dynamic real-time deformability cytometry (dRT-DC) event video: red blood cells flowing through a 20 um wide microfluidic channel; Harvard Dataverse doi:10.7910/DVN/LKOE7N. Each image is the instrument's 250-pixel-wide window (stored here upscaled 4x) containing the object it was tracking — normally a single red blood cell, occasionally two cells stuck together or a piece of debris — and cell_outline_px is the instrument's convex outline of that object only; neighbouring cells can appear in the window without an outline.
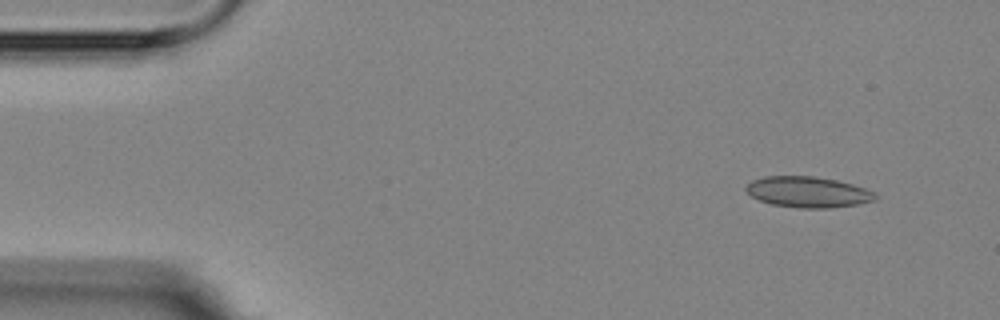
{"species": "Egyptian fruit bat (a non-hibernating species)", "species_latin": "Rousettus aegyptiacus", "temperature_condition": "room temperature", "stored_images_in_passage": 4, "segment_of_instrument_passage": [1, 2], "camera_frame_rate_fps": 3000, "um_per_image_px": 0.085, "animal": {"sex": "female"}, "frame": {"image": 1, "passage_image": 1, "time_ms": 0.0, "image_size_px": [1000, 320], "cell_outline_px": [[880, 196], [876, 200], [856, 204], [828, 208], [800, 208], [772, 204], [760, 200], [752, 196], [744, 188], [752, 180], [764, 176], [816, 176], [836, 180], [852, 184], [876, 192]], "centroid_in_image_um": [68.71, 16.31], "position_along_channel_um": 16.3, "area_um2": 23.24}}